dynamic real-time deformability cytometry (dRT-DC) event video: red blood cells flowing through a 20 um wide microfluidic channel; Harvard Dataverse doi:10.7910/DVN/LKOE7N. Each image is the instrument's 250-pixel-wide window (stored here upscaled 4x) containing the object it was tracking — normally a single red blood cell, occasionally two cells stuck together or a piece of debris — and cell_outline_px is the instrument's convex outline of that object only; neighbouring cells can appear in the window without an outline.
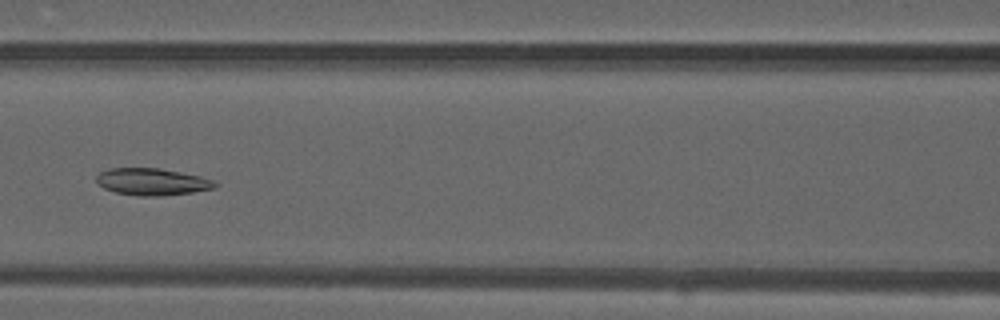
{"species": "common noctule bat (a hibernating species)", "species_latin": "Nyctalus noctula", "temperature_condition": "warm", "stored_images_in_passage": 45, "camera_frame_rate_fps": 3000, "um_per_image_px": 0.085, "animal": {"sex": "male", "forearm_length_mm": 52.5}, "frame": {"image": 1, "passage_image": 17, "time_ms": 5.333, "image_size_px": [1000, 320], "cell_outline_px": [[220, 184], [216, 188], [192, 192], [164, 196], [140, 196], [116, 192], [104, 188], [96, 180], [96, 176], [100, 172], [108, 168], [160, 168], [200, 176], [216, 180]], "centroid_in_image_um": [12.99, 15.45], "position_along_channel_um": 153.6, "area_um2": 18.79}}
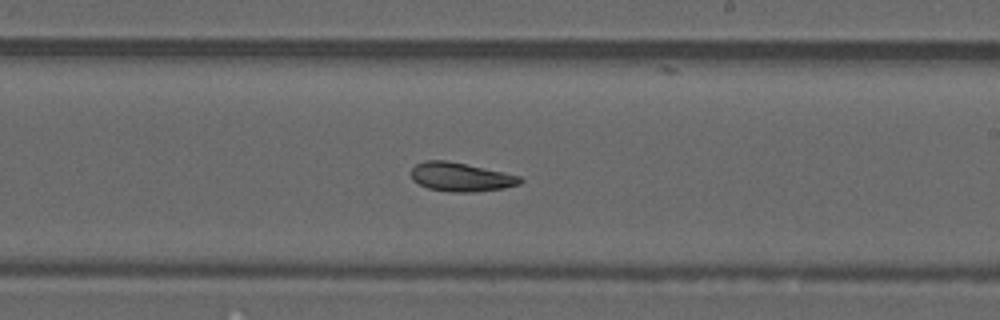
{"frame": {"image": 2, "passage_image": 24, "time_ms": 7.667, "image_size_px": [1000, 320], "cell_outline_px": [[524, 180], [520, 184], [504, 188], [476, 192], [456, 192], [428, 188], [412, 180], [412, 168], [416, 164], [424, 160], [448, 160], [504, 172], [520, 176]], "centroid_in_image_um": [39.19, 15.04], "position_along_channel_um": 249.8, "area_um2": 18.32}}
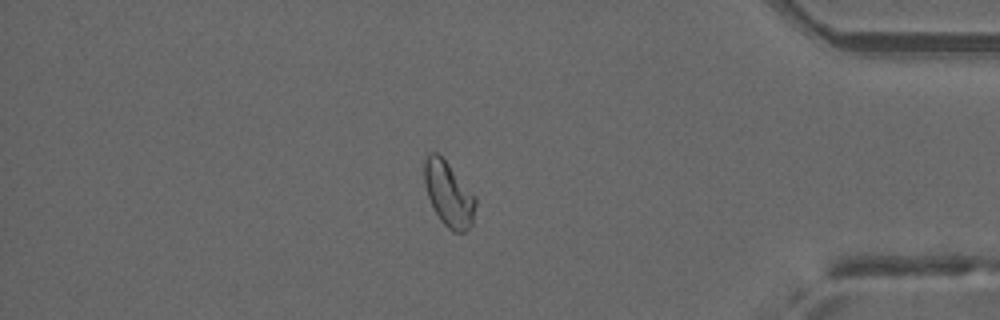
{"frame": {"image": 3, "passage_image": 37, "time_ms": 12.0, "image_size_px": [1000, 320], "cell_outline_px": [[476, 204], [472, 224], [464, 232], [452, 232], [440, 220], [428, 196], [424, 184], [424, 160], [428, 152], [436, 152], [448, 164], [476, 196]], "centroid_in_image_um": [38.13, 16.5], "position_along_channel_um": 397.1, "area_um2": 19.19}, "authors_computed_cell_mechanics": {"area_um2": 19.1896, "velocity_mm_per_s": 4.1431, "shape_relaxation_time_tau1_ms": null, "shape_relaxation_time_tau2_ms": 5.303, "deformation_change_tau1": null, "deformation_change_tau2": 0.1153}}